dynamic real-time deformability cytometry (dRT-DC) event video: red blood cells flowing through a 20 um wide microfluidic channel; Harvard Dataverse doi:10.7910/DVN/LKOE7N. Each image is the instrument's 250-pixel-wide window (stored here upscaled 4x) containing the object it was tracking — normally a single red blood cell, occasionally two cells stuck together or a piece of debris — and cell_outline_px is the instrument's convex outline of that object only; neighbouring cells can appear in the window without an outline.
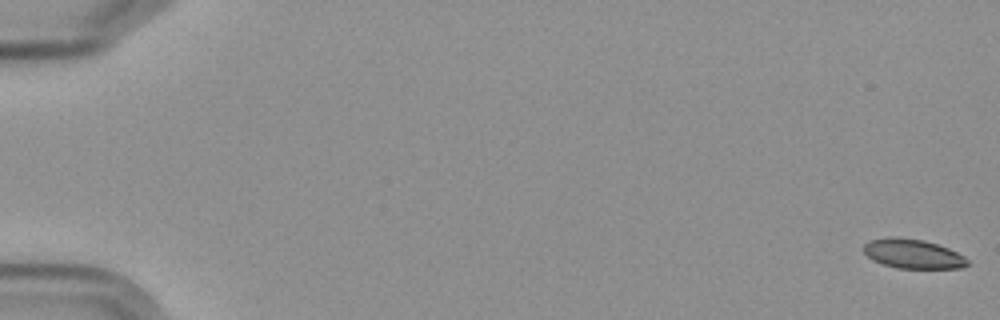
{"species": "Egyptian fruit bat (a non-hibernating species)", "species_latin": "Rousettus aegyptiacus", "temperature_condition": "cold", "stored_images_in_passage": 10, "camera_frame_rate_fps": 3000, "um_per_image_px": 0.085, "frame": {"image": 1, "passage_image": 1, "time_ms": 0.0, "image_size_px": [1000, 320], "cell_outline_px": [[968, 264], [964, 268], [896, 268], [872, 260], [864, 252], [864, 244], [872, 240], [924, 240], [948, 248], [964, 256], [968, 260]], "centroid_in_image_um": [77.67, 21.63], "position_along_channel_um": 7.3, "area_um2": 16.88}}
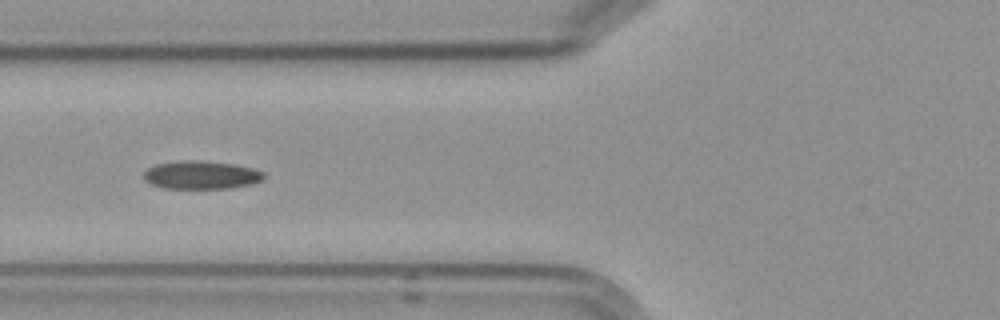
{"frame": {"image": 2, "passage_image": 7, "time_ms": 7.667, "image_size_px": [1000, 320], "cell_outline_px": [[264, 180], [252, 184], [228, 188], [164, 188], [152, 184], [144, 180], [144, 172], [148, 168], [156, 164], [180, 160], [200, 160], [236, 164], [252, 168], [264, 172]], "centroid_in_image_um": [17.12, 14.86], "position_along_channel_um": 108.7, "area_um2": 19.83}}
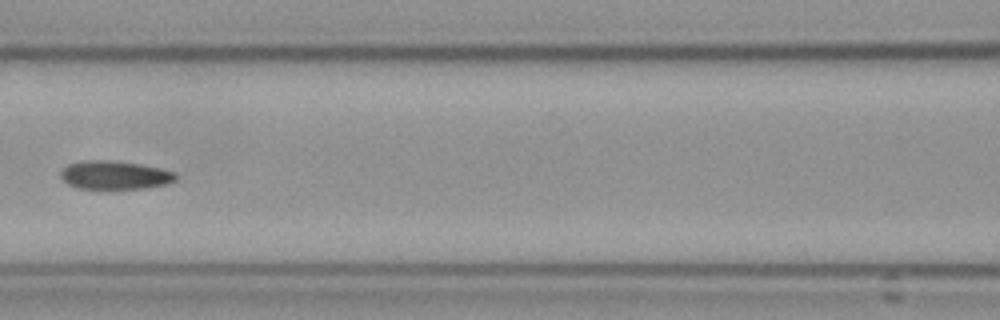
{"frame": {"image": 3, "passage_image": 8, "time_ms": 9.0, "image_size_px": [1000, 320], "cell_outline_px": [[176, 180], [168, 184], [144, 188], [112, 192], [80, 188], [68, 184], [60, 176], [60, 172], [68, 164], [84, 160], [112, 160], [140, 164], [160, 168], [176, 172]], "centroid_in_image_um": [9.76, 14.92], "position_along_channel_um": 156.8, "area_um2": 19.94}}